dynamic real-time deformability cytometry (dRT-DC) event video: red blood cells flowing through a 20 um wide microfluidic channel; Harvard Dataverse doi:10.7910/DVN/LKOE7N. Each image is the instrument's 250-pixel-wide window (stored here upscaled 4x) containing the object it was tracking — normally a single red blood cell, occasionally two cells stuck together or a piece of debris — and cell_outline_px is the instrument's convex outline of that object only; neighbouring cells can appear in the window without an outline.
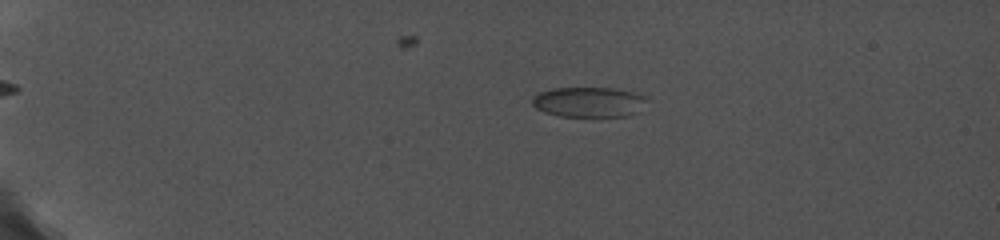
{"species": "common noctule bat (a hibernating species)", "species_latin": "Nyctalus noctula", "temperature_condition": "cold", "stored_images_in_passage": 29, "camera_frame_rate_fps": 5000, "um_per_image_px": 0.085, "animal": {"sex": "female", "body_mass_g": 19.0, "forearm_length_mm": 56.7}, "frame": {"image": 1, "passage_image": 8, "time_ms": 5.0, "image_size_px": [1000, 240], "cell_outline_px": [[648, 100], [640, 112], [628, 116], [560, 116], [544, 112], [536, 108], [532, 104], [532, 96], [540, 92], [552, 88], [616, 88], [632, 92], [644, 96]], "centroid_in_image_um": [50.07, 8.67], "position_along_channel_um": 34.9, "area_um2": 20.29}}
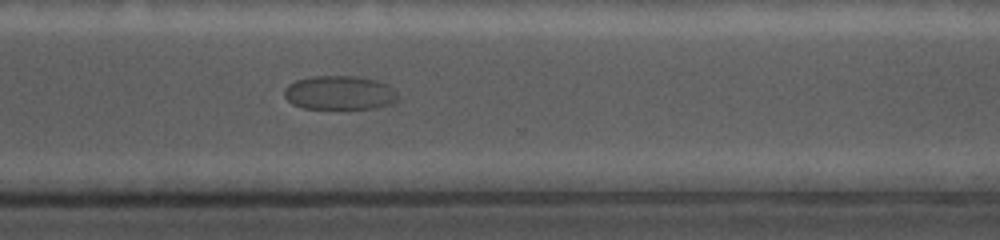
{"frame": {"image": 2, "passage_image": 25, "time_ms": 16.4, "image_size_px": [1000, 240], "cell_outline_px": [[396, 100], [388, 104], [376, 108], [304, 108], [292, 104], [284, 96], [284, 88], [288, 84], [296, 80], [312, 76], [356, 76], [376, 80], [388, 84], [396, 92]], "centroid_in_image_um": [28.83, 7.87], "position_along_channel_um": 341.8, "area_um2": 22.37}}
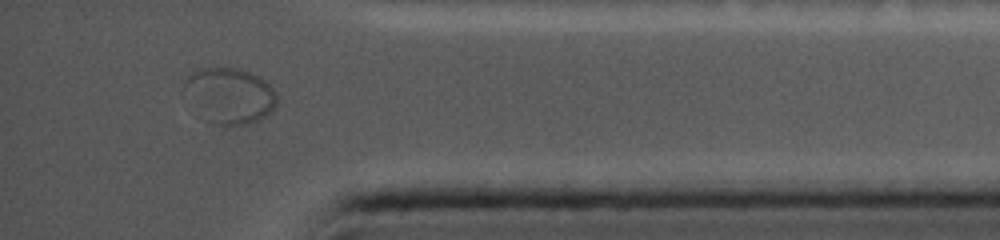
{"frame": {"image": 3, "passage_image": 28, "time_ms": 18.6, "image_size_px": [1000, 240], "cell_outline_px": [[276, 104], [264, 116], [256, 120], [244, 124], [212, 124], [180, 92], [188, 76], [196, 68], [240, 68], [260, 76], [276, 92]], "centroid_in_image_um": [19.46, 8.08], "position_along_channel_um": 415.7, "area_um2": 29.82}}